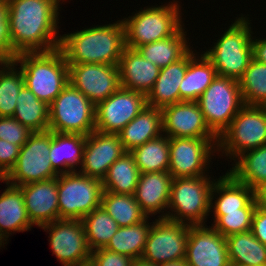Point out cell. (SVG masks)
Segmentation results:
<instances>
[{"label":"cell","mask_w":266,"mask_h":266,"mask_svg":"<svg viewBox=\"0 0 266 266\" xmlns=\"http://www.w3.org/2000/svg\"><path fill=\"white\" fill-rule=\"evenodd\" d=\"M60 1L7 0L12 49L16 54L60 47L61 35H57Z\"/></svg>","instance_id":"obj_1"},{"label":"cell","mask_w":266,"mask_h":266,"mask_svg":"<svg viewBox=\"0 0 266 266\" xmlns=\"http://www.w3.org/2000/svg\"><path fill=\"white\" fill-rule=\"evenodd\" d=\"M122 19L61 36L60 49L67 64L97 63L118 65L125 48Z\"/></svg>","instance_id":"obj_2"},{"label":"cell","mask_w":266,"mask_h":266,"mask_svg":"<svg viewBox=\"0 0 266 266\" xmlns=\"http://www.w3.org/2000/svg\"><path fill=\"white\" fill-rule=\"evenodd\" d=\"M13 62L22 70L24 85L48 105L69 83L68 64L60 48L20 53Z\"/></svg>","instance_id":"obj_3"},{"label":"cell","mask_w":266,"mask_h":266,"mask_svg":"<svg viewBox=\"0 0 266 266\" xmlns=\"http://www.w3.org/2000/svg\"><path fill=\"white\" fill-rule=\"evenodd\" d=\"M237 18L214 43L203 51L213 64L217 75L239 80L253 58L252 31L247 16Z\"/></svg>","instance_id":"obj_4"},{"label":"cell","mask_w":266,"mask_h":266,"mask_svg":"<svg viewBox=\"0 0 266 266\" xmlns=\"http://www.w3.org/2000/svg\"><path fill=\"white\" fill-rule=\"evenodd\" d=\"M149 6L124 18L125 46L136 49L139 46L159 41L172 36L182 26L179 4Z\"/></svg>","instance_id":"obj_5"},{"label":"cell","mask_w":266,"mask_h":266,"mask_svg":"<svg viewBox=\"0 0 266 266\" xmlns=\"http://www.w3.org/2000/svg\"><path fill=\"white\" fill-rule=\"evenodd\" d=\"M210 178L208 176L173 178L169 211L165 218L188 225H205L204 220L211 212V191L214 180Z\"/></svg>","instance_id":"obj_6"},{"label":"cell","mask_w":266,"mask_h":266,"mask_svg":"<svg viewBox=\"0 0 266 266\" xmlns=\"http://www.w3.org/2000/svg\"><path fill=\"white\" fill-rule=\"evenodd\" d=\"M266 145L265 106L244 105L218 138L217 151L232 160L244 152Z\"/></svg>","instance_id":"obj_7"},{"label":"cell","mask_w":266,"mask_h":266,"mask_svg":"<svg viewBox=\"0 0 266 266\" xmlns=\"http://www.w3.org/2000/svg\"><path fill=\"white\" fill-rule=\"evenodd\" d=\"M96 106L70 83L49 105V130L89 135L95 130Z\"/></svg>","instance_id":"obj_8"},{"label":"cell","mask_w":266,"mask_h":266,"mask_svg":"<svg viewBox=\"0 0 266 266\" xmlns=\"http://www.w3.org/2000/svg\"><path fill=\"white\" fill-rule=\"evenodd\" d=\"M197 103L210 130L219 138L244 106L239 82L217 75Z\"/></svg>","instance_id":"obj_9"},{"label":"cell","mask_w":266,"mask_h":266,"mask_svg":"<svg viewBox=\"0 0 266 266\" xmlns=\"http://www.w3.org/2000/svg\"><path fill=\"white\" fill-rule=\"evenodd\" d=\"M51 141L52 131L49 129L32 132L3 183L23 186L57 177L59 174L53 169L49 157Z\"/></svg>","instance_id":"obj_10"},{"label":"cell","mask_w":266,"mask_h":266,"mask_svg":"<svg viewBox=\"0 0 266 266\" xmlns=\"http://www.w3.org/2000/svg\"><path fill=\"white\" fill-rule=\"evenodd\" d=\"M57 181L59 219L81 220L101 206L102 180L74 171L58 175Z\"/></svg>","instance_id":"obj_11"},{"label":"cell","mask_w":266,"mask_h":266,"mask_svg":"<svg viewBox=\"0 0 266 266\" xmlns=\"http://www.w3.org/2000/svg\"><path fill=\"white\" fill-rule=\"evenodd\" d=\"M190 226L166 218L155 219L141 259L156 265L185 259Z\"/></svg>","instance_id":"obj_12"},{"label":"cell","mask_w":266,"mask_h":266,"mask_svg":"<svg viewBox=\"0 0 266 266\" xmlns=\"http://www.w3.org/2000/svg\"><path fill=\"white\" fill-rule=\"evenodd\" d=\"M217 145L218 138H169L168 172L173 178L209 176L205 171Z\"/></svg>","instance_id":"obj_13"},{"label":"cell","mask_w":266,"mask_h":266,"mask_svg":"<svg viewBox=\"0 0 266 266\" xmlns=\"http://www.w3.org/2000/svg\"><path fill=\"white\" fill-rule=\"evenodd\" d=\"M39 228L49 234L52 254L63 266H79L91 258L83 223L78 219H57Z\"/></svg>","instance_id":"obj_14"},{"label":"cell","mask_w":266,"mask_h":266,"mask_svg":"<svg viewBox=\"0 0 266 266\" xmlns=\"http://www.w3.org/2000/svg\"><path fill=\"white\" fill-rule=\"evenodd\" d=\"M146 105L145 94L120 87L106 100L96 105L95 130L101 133L117 134Z\"/></svg>","instance_id":"obj_15"},{"label":"cell","mask_w":266,"mask_h":266,"mask_svg":"<svg viewBox=\"0 0 266 266\" xmlns=\"http://www.w3.org/2000/svg\"><path fill=\"white\" fill-rule=\"evenodd\" d=\"M68 68L69 83L95 106L121 87L118 65L81 63Z\"/></svg>","instance_id":"obj_16"},{"label":"cell","mask_w":266,"mask_h":266,"mask_svg":"<svg viewBox=\"0 0 266 266\" xmlns=\"http://www.w3.org/2000/svg\"><path fill=\"white\" fill-rule=\"evenodd\" d=\"M209 227V228H208ZM191 225L185 260L188 266H231L226 237L212 226Z\"/></svg>","instance_id":"obj_17"},{"label":"cell","mask_w":266,"mask_h":266,"mask_svg":"<svg viewBox=\"0 0 266 266\" xmlns=\"http://www.w3.org/2000/svg\"><path fill=\"white\" fill-rule=\"evenodd\" d=\"M160 110L163 134L169 138H218L207 126L197 102L182 101Z\"/></svg>","instance_id":"obj_18"},{"label":"cell","mask_w":266,"mask_h":266,"mask_svg":"<svg viewBox=\"0 0 266 266\" xmlns=\"http://www.w3.org/2000/svg\"><path fill=\"white\" fill-rule=\"evenodd\" d=\"M126 151L118 134L96 130L86 136L79 173L102 180L109 167Z\"/></svg>","instance_id":"obj_19"},{"label":"cell","mask_w":266,"mask_h":266,"mask_svg":"<svg viewBox=\"0 0 266 266\" xmlns=\"http://www.w3.org/2000/svg\"><path fill=\"white\" fill-rule=\"evenodd\" d=\"M18 187L33 225L41 227L59 219L57 177Z\"/></svg>","instance_id":"obj_20"},{"label":"cell","mask_w":266,"mask_h":266,"mask_svg":"<svg viewBox=\"0 0 266 266\" xmlns=\"http://www.w3.org/2000/svg\"><path fill=\"white\" fill-rule=\"evenodd\" d=\"M172 181L169 172L140 174L134 197L148 217L160 212L159 218L166 217Z\"/></svg>","instance_id":"obj_21"},{"label":"cell","mask_w":266,"mask_h":266,"mask_svg":"<svg viewBox=\"0 0 266 266\" xmlns=\"http://www.w3.org/2000/svg\"><path fill=\"white\" fill-rule=\"evenodd\" d=\"M121 87L145 95L152 89L160 68L145 59L136 49L125 47L118 63Z\"/></svg>","instance_id":"obj_22"},{"label":"cell","mask_w":266,"mask_h":266,"mask_svg":"<svg viewBox=\"0 0 266 266\" xmlns=\"http://www.w3.org/2000/svg\"><path fill=\"white\" fill-rule=\"evenodd\" d=\"M216 180H214L211 191L210 209H213L211 210L214 212L213 216H222L225 215V212L239 211L255 198V191L246 184L239 182L228 171ZM215 195L219 196L216 198ZM214 196L217 200H214ZM213 202L215 203L213 204Z\"/></svg>","instance_id":"obj_23"},{"label":"cell","mask_w":266,"mask_h":266,"mask_svg":"<svg viewBox=\"0 0 266 266\" xmlns=\"http://www.w3.org/2000/svg\"><path fill=\"white\" fill-rule=\"evenodd\" d=\"M188 67V52L178 61L160 68L155 84L146 95L150 107L163 108L180 102L179 85Z\"/></svg>","instance_id":"obj_24"},{"label":"cell","mask_w":266,"mask_h":266,"mask_svg":"<svg viewBox=\"0 0 266 266\" xmlns=\"http://www.w3.org/2000/svg\"><path fill=\"white\" fill-rule=\"evenodd\" d=\"M5 183L7 188L0 194V239L3 242L12 232H24L34 226L28 217L21 189Z\"/></svg>","instance_id":"obj_25"},{"label":"cell","mask_w":266,"mask_h":266,"mask_svg":"<svg viewBox=\"0 0 266 266\" xmlns=\"http://www.w3.org/2000/svg\"><path fill=\"white\" fill-rule=\"evenodd\" d=\"M162 113L159 108L146 105L120 132V141L125 151L162 135Z\"/></svg>","instance_id":"obj_26"},{"label":"cell","mask_w":266,"mask_h":266,"mask_svg":"<svg viewBox=\"0 0 266 266\" xmlns=\"http://www.w3.org/2000/svg\"><path fill=\"white\" fill-rule=\"evenodd\" d=\"M85 144V135L52 132L49 157L53 169L59 175L77 171L76 167L82 164Z\"/></svg>","instance_id":"obj_27"},{"label":"cell","mask_w":266,"mask_h":266,"mask_svg":"<svg viewBox=\"0 0 266 266\" xmlns=\"http://www.w3.org/2000/svg\"><path fill=\"white\" fill-rule=\"evenodd\" d=\"M193 52L192 49L188 51V67L179 85L180 102H197L217 76L215 67L204 54L199 56Z\"/></svg>","instance_id":"obj_28"},{"label":"cell","mask_w":266,"mask_h":266,"mask_svg":"<svg viewBox=\"0 0 266 266\" xmlns=\"http://www.w3.org/2000/svg\"><path fill=\"white\" fill-rule=\"evenodd\" d=\"M183 25L170 37L145 44L136 50L159 68L166 67L181 59L191 47L188 45Z\"/></svg>","instance_id":"obj_29"},{"label":"cell","mask_w":266,"mask_h":266,"mask_svg":"<svg viewBox=\"0 0 266 266\" xmlns=\"http://www.w3.org/2000/svg\"><path fill=\"white\" fill-rule=\"evenodd\" d=\"M226 240L231 266H266V245L251 231L229 235Z\"/></svg>","instance_id":"obj_30"},{"label":"cell","mask_w":266,"mask_h":266,"mask_svg":"<svg viewBox=\"0 0 266 266\" xmlns=\"http://www.w3.org/2000/svg\"><path fill=\"white\" fill-rule=\"evenodd\" d=\"M140 172L130 152L122 154L108 169L102 179L104 191L134 195Z\"/></svg>","instance_id":"obj_31"},{"label":"cell","mask_w":266,"mask_h":266,"mask_svg":"<svg viewBox=\"0 0 266 266\" xmlns=\"http://www.w3.org/2000/svg\"><path fill=\"white\" fill-rule=\"evenodd\" d=\"M14 117L31 131H45L49 129V105L39 100L25 85L16 99Z\"/></svg>","instance_id":"obj_32"},{"label":"cell","mask_w":266,"mask_h":266,"mask_svg":"<svg viewBox=\"0 0 266 266\" xmlns=\"http://www.w3.org/2000/svg\"><path fill=\"white\" fill-rule=\"evenodd\" d=\"M234 163L229 172L239 182L254 191L266 184V145L244 152Z\"/></svg>","instance_id":"obj_33"},{"label":"cell","mask_w":266,"mask_h":266,"mask_svg":"<svg viewBox=\"0 0 266 266\" xmlns=\"http://www.w3.org/2000/svg\"><path fill=\"white\" fill-rule=\"evenodd\" d=\"M152 223L147 218L131 226L119 227L104 248L134 260L141 258Z\"/></svg>","instance_id":"obj_34"},{"label":"cell","mask_w":266,"mask_h":266,"mask_svg":"<svg viewBox=\"0 0 266 266\" xmlns=\"http://www.w3.org/2000/svg\"><path fill=\"white\" fill-rule=\"evenodd\" d=\"M140 174L148 172H168L169 137H159L145 142L130 151Z\"/></svg>","instance_id":"obj_35"},{"label":"cell","mask_w":266,"mask_h":266,"mask_svg":"<svg viewBox=\"0 0 266 266\" xmlns=\"http://www.w3.org/2000/svg\"><path fill=\"white\" fill-rule=\"evenodd\" d=\"M101 206L119 227H127L150 218L131 194L103 191Z\"/></svg>","instance_id":"obj_36"},{"label":"cell","mask_w":266,"mask_h":266,"mask_svg":"<svg viewBox=\"0 0 266 266\" xmlns=\"http://www.w3.org/2000/svg\"><path fill=\"white\" fill-rule=\"evenodd\" d=\"M91 251L104 248L119 229L116 221L100 206L81 219Z\"/></svg>","instance_id":"obj_37"},{"label":"cell","mask_w":266,"mask_h":266,"mask_svg":"<svg viewBox=\"0 0 266 266\" xmlns=\"http://www.w3.org/2000/svg\"><path fill=\"white\" fill-rule=\"evenodd\" d=\"M238 82L244 105L266 106V64L252 58Z\"/></svg>","instance_id":"obj_38"},{"label":"cell","mask_w":266,"mask_h":266,"mask_svg":"<svg viewBox=\"0 0 266 266\" xmlns=\"http://www.w3.org/2000/svg\"><path fill=\"white\" fill-rule=\"evenodd\" d=\"M15 67L13 61L0 63V117L13 116L17 96L24 86L22 70Z\"/></svg>","instance_id":"obj_39"},{"label":"cell","mask_w":266,"mask_h":266,"mask_svg":"<svg viewBox=\"0 0 266 266\" xmlns=\"http://www.w3.org/2000/svg\"><path fill=\"white\" fill-rule=\"evenodd\" d=\"M256 206L257 203L254 198L245 208H241L239 211L225 212V215L214 216L212 227L224 237L250 231Z\"/></svg>","instance_id":"obj_40"},{"label":"cell","mask_w":266,"mask_h":266,"mask_svg":"<svg viewBox=\"0 0 266 266\" xmlns=\"http://www.w3.org/2000/svg\"><path fill=\"white\" fill-rule=\"evenodd\" d=\"M8 19V2L0 0V63L12 62L17 55L12 49Z\"/></svg>","instance_id":"obj_41"},{"label":"cell","mask_w":266,"mask_h":266,"mask_svg":"<svg viewBox=\"0 0 266 266\" xmlns=\"http://www.w3.org/2000/svg\"><path fill=\"white\" fill-rule=\"evenodd\" d=\"M32 132L14 117H0V139L2 140L22 147Z\"/></svg>","instance_id":"obj_42"},{"label":"cell","mask_w":266,"mask_h":266,"mask_svg":"<svg viewBox=\"0 0 266 266\" xmlns=\"http://www.w3.org/2000/svg\"><path fill=\"white\" fill-rule=\"evenodd\" d=\"M91 258L98 266H131L134 260L126 255H121L105 248L92 251Z\"/></svg>","instance_id":"obj_43"},{"label":"cell","mask_w":266,"mask_h":266,"mask_svg":"<svg viewBox=\"0 0 266 266\" xmlns=\"http://www.w3.org/2000/svg\"><path fill=\"white\" fill-rule=\"evenodd\" d=\"M20 148L19 145L0 139V174L2 177H5L14 167Z\"/></svg>","instance_id":"obj_44"},{"label":"cell","mask_w":266,"mask_h":266,"mask_svg":"<svg viewBox=\"0 0 266 266\" xmlns=\"http://www.w3.org/2000/svg\"><path fill=\"white\" fill-rule=\"evenodd\" d=\"M255 238L266 245V210L256 206L252 217L251 230Z\"/></svg>","instance_id":"obj_45"},{"label":"cell","mask_w":266,"mask_h":266,"mask_svg":"<svg viewBox=\"0 0 266 266\" xmlns=\"http://www.w3.org/2000/svg\"><path fill=\"white\" fill-rule=\"evenodd\" d=\"M253 58L261 63L266 64V38H252Z\"/></svg>","instance_id":"obj_46"},{"label":"cell","mask_w":266,"mask_h":266,"mask_svg":"<svg viewBox=\"0 0 266 266\" xmlns=\"http://www.w3.org/2000/svg\"><path fill=\"white\" fill-rule=\"evenodd\" d=\"M255 199L257 206L266 210V184L255 190Z\"/></svg>","instance_id":"obj_47"},{"label":"cell","mask_w":266,"mask_h":266,"mask_svg":"<svg viewBox=\"0 0 266 266\" xmlns=\"http://www.w3.org/2000/svg\"><path fill=\"white\" fill-rule=\"evenodd\" d=\"M131 266H158L156 264L147 262L141 258L133 260Z\"/></svg>","instance_id":"obj_48"},{"label":"cell","mask_w":266,"mask_h":266,"mask_svg":"<svg viewBox=\"0 0 266 266\" xmlns=\"http://www.w3.org/2000/svg\"><path fill=\"white\" fill-rule=\"evenodd\" d=\"M158 266H188L185 259L173 261V262H167L160 264Z\"/></svg>","instance_id":"obj_49"},{"label":"cell","mask_w":266,"mask_h":266,"mask_svg":"<svg viewBox=\"0 0 266 266\" xmlns=\"http://www.w3.org/2000/svg\"><path fill=\"white\" fill-rule=\"evenodd\" d=\"M79 266H98V264L92 259L84 260Z\"/></svg>","instance_id":"obj_50"},{"label":"cell","mask_w":266,"mask_h":266,"mask_svg":"<svg viewBox=\"0 0 266 266\" xmlns=\"http://www.w3.org/2000/svg\"><path fill=\"white\" fill-rule=\"evenodd\" d=\"M3 243V244H2ZM7 242H3L1 239H0V247H2V245L4 246V244H6Z\"/></svg>","instance_id":"obj_51"},{"label":"cell","mask_w":266,"mask_h":266,"mask_svg":"<svg viewBox=\"0 0 266 266\" xmlns=\"http://www.w3.org/2000/svg\"><path fill=\"white\" fill-rule=\"evenodd\" d=\"M4 177H2V175L0 174V181H3Z\"/></svg>","instance_id":"obj_52"}]
</instances>
